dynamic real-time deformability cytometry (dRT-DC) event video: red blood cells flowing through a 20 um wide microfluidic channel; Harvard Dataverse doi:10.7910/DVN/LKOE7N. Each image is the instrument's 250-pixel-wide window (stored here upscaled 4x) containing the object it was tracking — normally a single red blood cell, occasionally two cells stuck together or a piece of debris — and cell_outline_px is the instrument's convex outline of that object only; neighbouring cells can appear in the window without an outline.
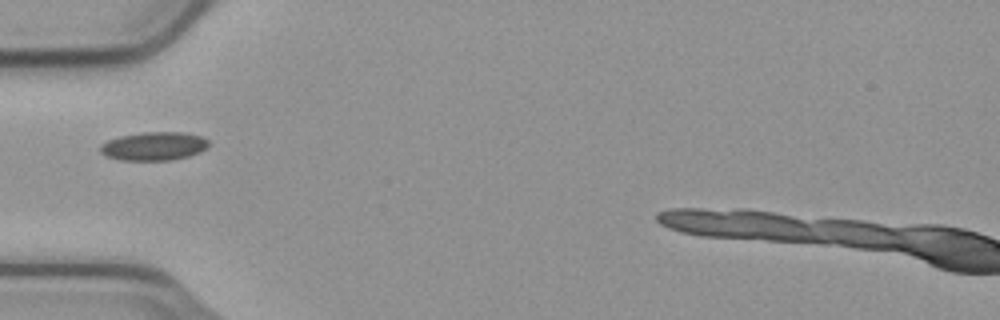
{"species": "common noctule bat (a hibernating species)", "species_latin": "Nyctalus noctula", "temperature_condition": "cold", "stored_images_in_passage": 22, "camera_frame_rate_fps": 3000, "um_per_image_px": 0.085, "animal": {"sex": "male", "body_mass_g": 23.1, "forearm_length_mm": 52.7}, "frame": {"image": 1, "passage_image": 1, "time_ms": 0.0, "image_size_px": [1000, 320], "cell_outline_px": [[208, 144], [200, 152], [188, 156], [172, 160], [120, 160], [108, 156], [100, 152], [100, 144], [108, 140], [120, 136], [144, 132], [180, 132], [200, 136], [208, 140]], "centroid_in_image_um": [13.05, 12.42], "position_along_channel_um": 71.9, "area_um2": 17.8}}
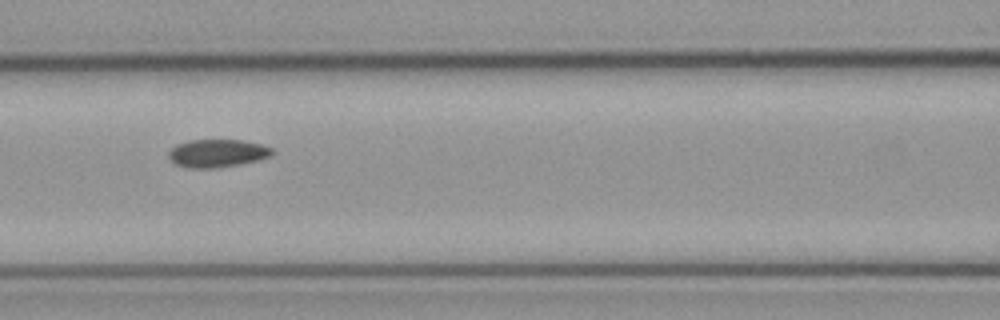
{"frame": {"image": 2, "passage_image": 7, "time_ms": 2.0, "image_size_px": [1000, 320], "cell_outline_px": [[276, 152], [272, 156], [240, 164], [216, 168], [188, 168], [176, 164], [168, 156], [168, 152], [176, 144], [188, 140], [244, 140], [264, 144], [272, 148]], "centroid_in_image_um": [18.51, 13.01], "position_along_channel_um": 148.1, "area_um2": 17.05}}
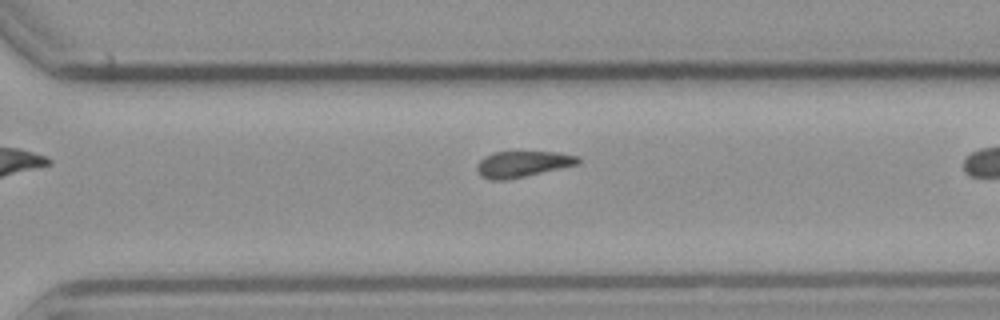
{"frame": {"image": 3, "passage_image": 18, "time_ms": 5.667, "image_size_px": [1000, 320], "cell_outline_px": [[580, 164], [508, 180], [488, 180], [480, 176], [476, 168], [476, 164], [484, 156], [492, 152], [556, 152], [580, 156]], "centroid_in_image_um": [44.4, 13.95], "position_along_channel_um": 326.2, "area_um2": 15.61}}